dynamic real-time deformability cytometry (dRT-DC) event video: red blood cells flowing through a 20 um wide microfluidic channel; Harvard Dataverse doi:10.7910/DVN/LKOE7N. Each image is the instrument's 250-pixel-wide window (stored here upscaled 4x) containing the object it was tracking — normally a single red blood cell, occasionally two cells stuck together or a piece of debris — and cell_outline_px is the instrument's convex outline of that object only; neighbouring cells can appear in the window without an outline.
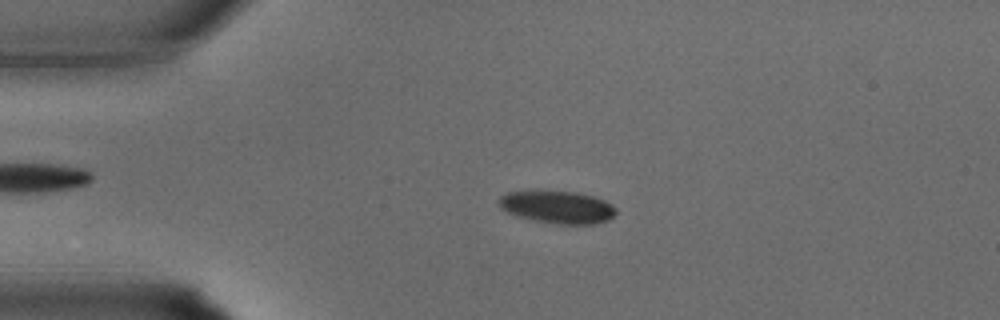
{"species": "common noctule bat (a hibernating species)", "species_latin": "Nyctalus noctula", "temperature_condition": "warm", "stored_images_in_passage": 33, "camera_frame_rate_fps": 3000, "um_per_image_px": 0.085, "animal": {"sex": "male", "body_mass_g": 15.6}, "frame": {"image": 1, "passage_image": 7, "time_ms": 2.0, "image_size_px": [1000, 320], "cell_outline_px": [[616, 212], [608, 220], [592, 224], [556, 224], [516, 216], [500, 208], [496, 200], [504, 192], [536, 188], [576, 192], [592, 196], [604, 200], [612, 204], [616, 208]], "centroid_in_image_um": [47.29, 17.55], "position_along_channel_um": 37.7, "area_um2": 23.0}}
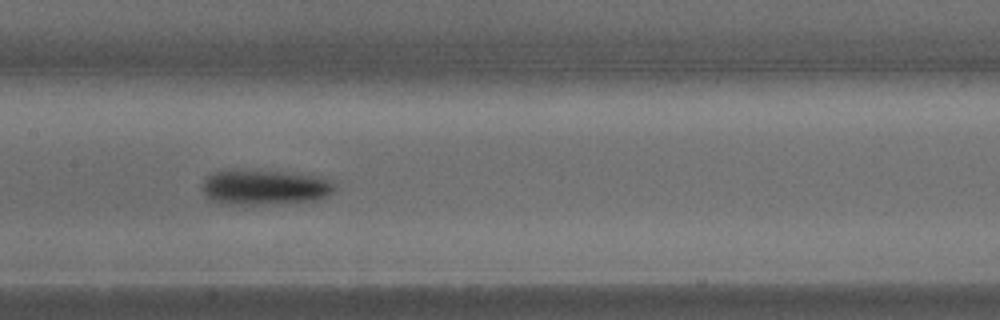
{"frame": {"image": 2, "passage_image": 16, "time_ms": 5.0, "image_size_px": [1000, 320], "cell_outline_px": [[336, 188], [328, 196], [316, 200], [252, 204], [220, 204], [212, 200], [200, 188], [204, 176], [212, 172], [228, 168], [240, 168], [284, 172], [320, 176], [332, 180], [336, 184]], "centroid_in_image_um": [22.44, 15.87], "position_along_channel_um": 185.0, "area_um2": 27.8}}
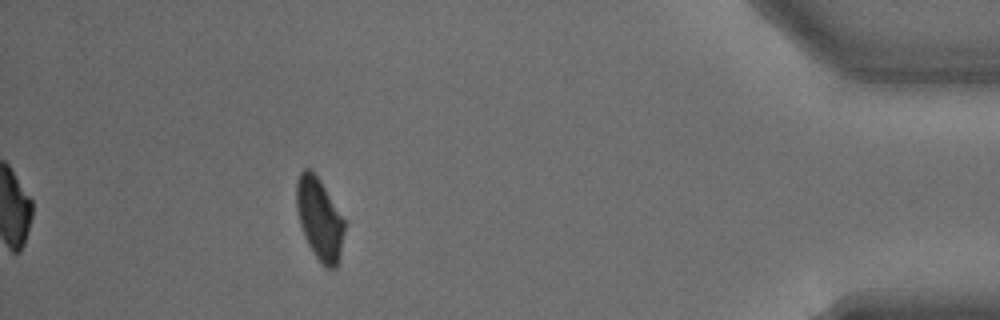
{"frame": {"image": 3, "passage_image": 30, "time_ms": 9.667, "image_size_px": [1000, 320], "cell_outline_px": [[348, 220], [336, 268], [328, 268], [316, 256], [308, 244], [304, 236], [300, 224], [296, 208], [296, 180], [300, 172], [304, 168], [308, 168], [320, 180]], "centroid_in_image_um": [27.19, 18.56], "position_along_channel_um": 408.0, "area_um2": 23.24}}